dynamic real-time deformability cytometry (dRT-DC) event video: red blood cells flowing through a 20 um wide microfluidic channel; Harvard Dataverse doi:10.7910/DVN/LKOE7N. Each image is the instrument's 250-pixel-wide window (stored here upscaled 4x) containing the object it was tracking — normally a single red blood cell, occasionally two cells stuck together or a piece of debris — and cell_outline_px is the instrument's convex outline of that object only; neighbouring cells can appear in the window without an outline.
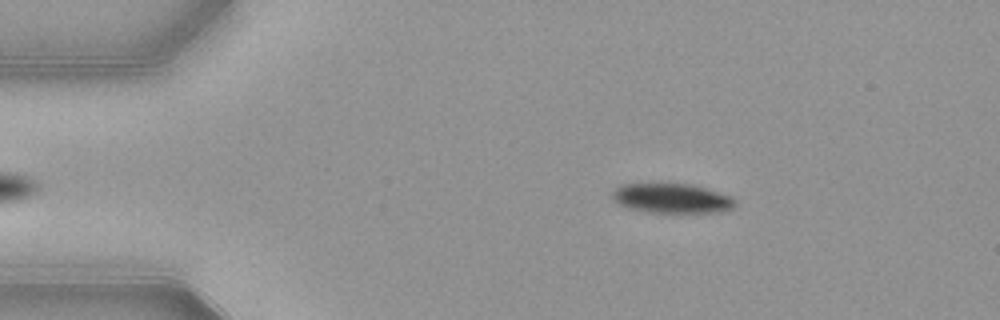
{"species": "common noctule bat (a hibernating species)", "species_latin": "Nyctalus noctula", "temperature_condition": "warm", "stored_images_in_passage": 41, "camera_frame_rate_fps": 3000, "um_per_image_px": 0.085, "animal": {"sex": "female", "body_mass_g": 21.9}, "frame": {"image": 1, "passage_image": 5, "time_ms": 1.333, "image_size_px": [1000, 320], "cell_outline_px": [[736, 204], [732, 208], [720, 212], [648, 212], [628, 208], [616, 204], [612, 200], [612, 188], [620, 184], [692, 184], [732, 196], [736, 200]], "centroid_in_image_um": [57.06, 16.85], "position_along_channel_um": 27.9, "area_um2": 21.39}}
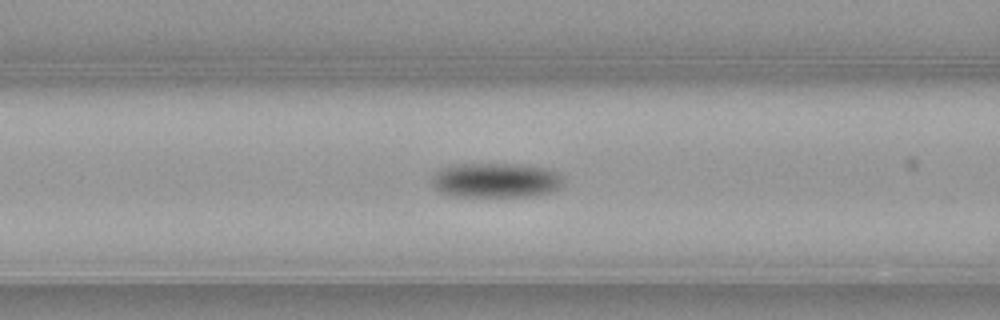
{"frame": {"image": 2, "passage_image": 17, "time_ms": 5.333, "image_size_px": [1000, 320], "cell_outline_px": [[564, 180], [560, 188], [552, 192], [536, 196], [456, 196], [440, 192], [432, 184], [432, 176], [440, 168], [452, 164], [524, 164], [548, 168], [556, 172]], "centroid_in_image_um": [42.17, 15.31], "position_along_channel_um": 124.4, "area_um2": 26.88}}
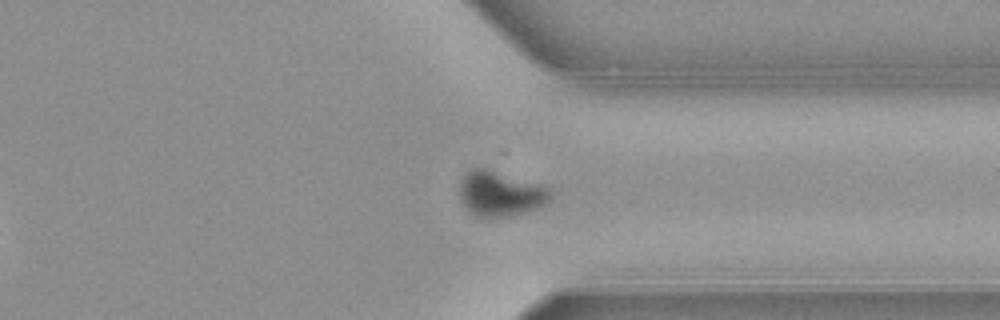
{"frame": {"image": 3, "passage_image": 36, "time_ms": 11.667, "image_size_px": [1000, 320], "cell_outline_px": [[552, 200], [536, 208], [504, 216], [476, 216], [468, 212], [464, 208], [460, 200], [460, 180], [464, 172], [472, 168], [488, 168], [540, 184], [548, 188], [552, 192]], "centroid_in_image_um": [42.48, 16.43], "position_along_channel_um": 368.9, "area_um2": 23.93}, "authors_computed_cell_mechanics": {"area_um2": 25.4898, "velocity_mm_per_s": 3.8779, "shape_relaxation_time_tau1_ms": 2.6496, "shape_relaxation_time_tau2_ms": null, "deformation_change_tau1": 0.1551, "deformation_change_tau2": null}}